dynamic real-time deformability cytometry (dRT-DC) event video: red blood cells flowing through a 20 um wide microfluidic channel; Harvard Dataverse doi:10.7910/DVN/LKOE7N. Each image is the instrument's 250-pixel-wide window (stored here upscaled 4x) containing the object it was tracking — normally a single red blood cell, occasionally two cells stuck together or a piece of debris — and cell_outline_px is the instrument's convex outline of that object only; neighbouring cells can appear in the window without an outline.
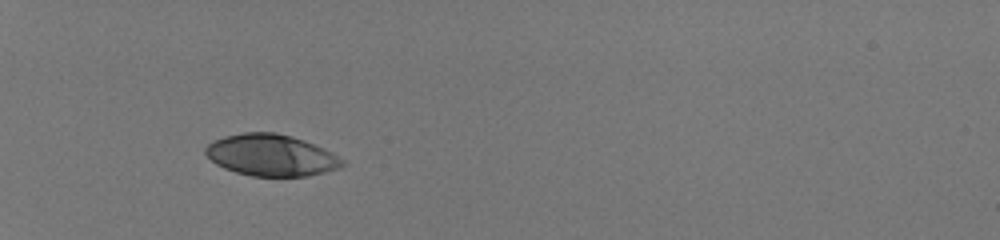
{"species": "human", "species_latin": "Homo sapiens", "temperature_condition": "room temperature", "stored_images_in_passage": 34, "camera_frame_rate_fps": 3000, "um_per_image_px": 0.085, "donor": {"sex": "male"}, "frame": {"image": 1, "passage_image": 1, "time_ms": 0.0, "image_size_px": [1000, 240], "cell_outline_px": [[348, 164], [340, 168], [308, 176], [252, 176], [236, 172], [224, 168], [216, 164], [204, 152], [204, 148], [208, 144], [224, 136], [244, 132], [276, 132], [292, 136], [304, 140], [324, 148], [332, 152], [344, 160]], "centroid_in_image_um": [23.08, 13.19], "position_along_channel_um": 61.9, "area_um2": 33.29}}
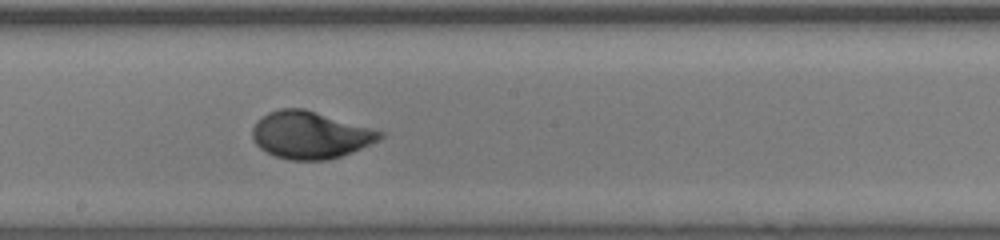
{"frame": {"image": 2, "passage_image": 15, "time_ms": 4.667, "image_size_px": [1000, 240], "cell_outline_px": [[384, 136], [380, 140], [352, 152], [328, 160], [288, 160], [276, 156], [260, 148], [256, 144], [252, 136], [252, 128], [256, 120], [268, 112], [280, 108], [304, 108], [384, 132]], "centroid_in_image_um": [26.35, 11.47], "position_along_channel_um": 221.8, "area_um2": 35.08}}
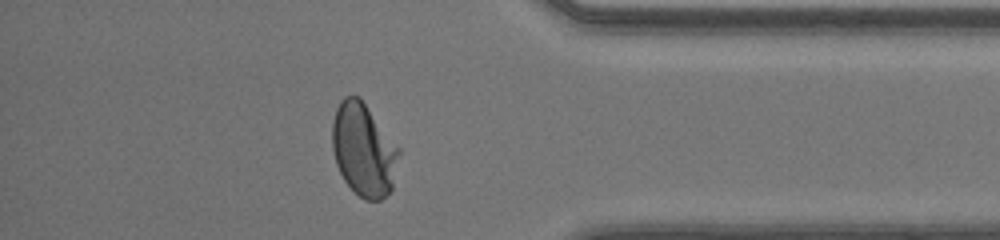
{"frame": {"image": 3, "passage_image": 29, "time_ms": 9.333, "image_size_px": [1000, 240], "cell_outline_px": [[400, 152], [392, 188], [380, 200], [364, 200], [344, 180], [336, 164], [332, 148], [332, 124], [336, 108], [340, 100], [344, 96], [360, 96], [400, 148]], "centroid_in_image_um": [30.9, 12.69], "position_along_channel_um": 404.3, "area_um2": 36.13}, "authors_computed_cell_mechanics": {"area_um2": 34.7956, "velocity_mm_per_s": 4.1133, "shape_relaxation_time_tau1_ms": 3.677, "shape_relaxation_time_tau2_ms": null, "deformation_change_tau1": 0.1973, "deformation_change_tau2": null}}